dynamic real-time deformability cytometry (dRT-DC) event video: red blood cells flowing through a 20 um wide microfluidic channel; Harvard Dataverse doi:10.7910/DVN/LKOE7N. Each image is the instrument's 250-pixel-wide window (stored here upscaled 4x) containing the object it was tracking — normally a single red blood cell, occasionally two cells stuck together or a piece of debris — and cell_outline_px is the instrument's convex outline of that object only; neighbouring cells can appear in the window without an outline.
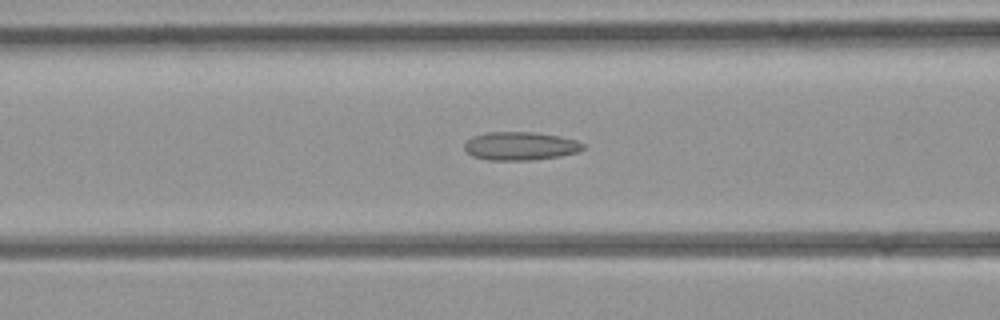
{"species": "common noctule bat (a hibernating species)", "species_latin": "Nyctalus noctula", "temperature_condition": "room temperature", "stored_images_in_passage": 43, "camera_frame_rate_fps": 3000, "um_per_image_px": 0.085, "animal": {"sex": "female", "body_mass_g": 21.9}, "frame": {"image": 1, "passage_image": 17, "time_ms": 5.333, "image_size_px": [1000, 320], "cell_outline_px": [[584, 148], [580, 152], [560, 156], [532, 160], [488, 160], [472, 156], [464, 148], [464, 144], [472, 136], [488, 132], [532, 132], [560, 136], [576, 140], [584, 144]], "centroid_in_image_um": [44.24, 12.41], "position_along_channel_um": 122.4, "area_um2": 19.65}}
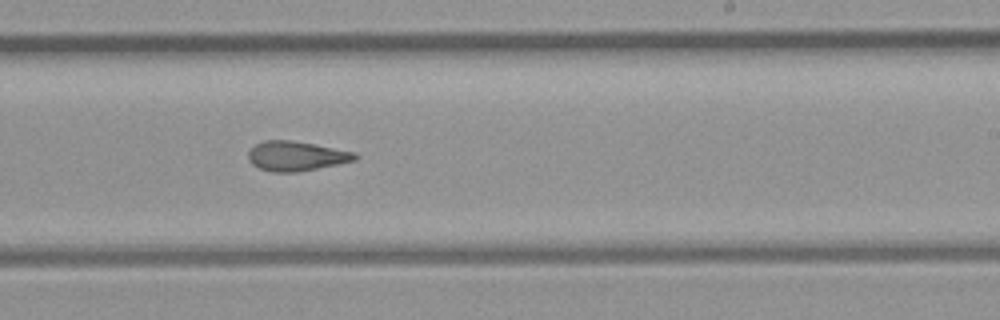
{"frame": {"image": 2, "passage_image": 26, "time_ms": 8.333, "image_size_px": [1000, 320], "cell_outline_px": [[360, 156], [356, 160], [296, 172], [272, 172], [260, 168], [252, 164], [248, 160], [248, 152], [256, 144], [264, 140], [292, 140], [356, 152]], "centroid_in_image_um": [25.18, 13.26], "position_along_channel_um": 263.8, "area_um2": 18.32}}
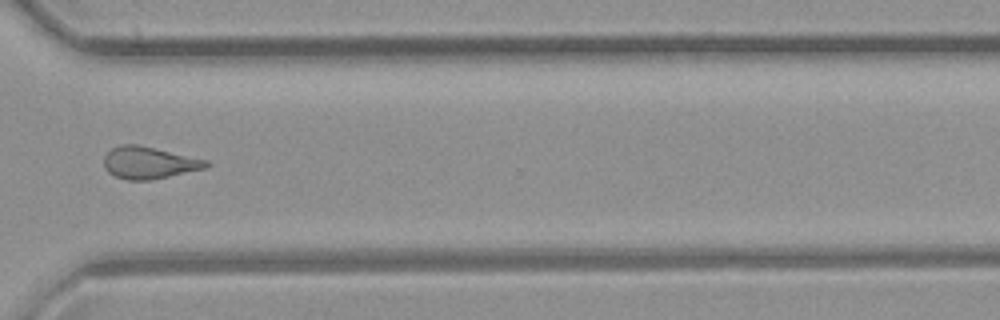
{"frame": {"image": 3, "passage_image": 32, "time_ms": 10.333, "image_size_px": [1000, 320], "cell_outline_px": [[212, 164], [204, 168], [152, 180], [128, 180], [116, 176], [108, 172], [104, 168], [104, 156], [112, 148], [120, 144], [136, 144], [208, 160]], "centroid_in_image_um": [12.65, 13.83], "position_along_channel_um": 358.0, "area_um2": 18.96}}